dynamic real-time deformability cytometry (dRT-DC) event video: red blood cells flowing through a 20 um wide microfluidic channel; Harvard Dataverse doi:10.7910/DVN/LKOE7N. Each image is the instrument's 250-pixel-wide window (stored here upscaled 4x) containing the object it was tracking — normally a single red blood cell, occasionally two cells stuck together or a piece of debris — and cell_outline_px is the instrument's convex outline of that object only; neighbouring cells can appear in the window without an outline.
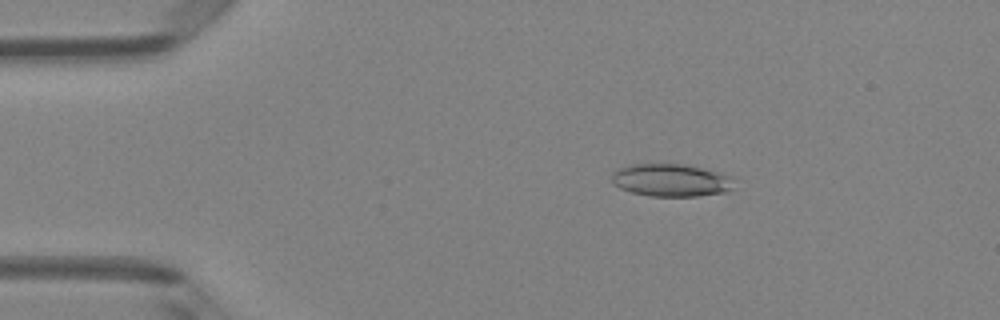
{"species": "Egyptian fruit bat (a non-hibernating species)", "species_latin": "Rousettus aegyptiacus", "temperature_condition": "room temperature", "stored_images_in_passage": 5, "camera_frame_rate_fps": 3000, "um_per_image_px": 0.085, "animal": {"sex": "female"}, "frame": {"image": 1, "passage_image": 2, "time_ms": 1.333, "image_size_px": [1000, 320], "cell_outline_px": [[732, 188], [728, 192], [696, 196], [648, 196], [632, 192], [620, 188], [612, 184], [612, 172], [616, 168], [632, 164], [684, 164], [720, 172], [732, 176]], "centroid_in_image_um": [57.01, 15.31], "position_along_channel_um": 28.0, "area_um2": 23.47}}
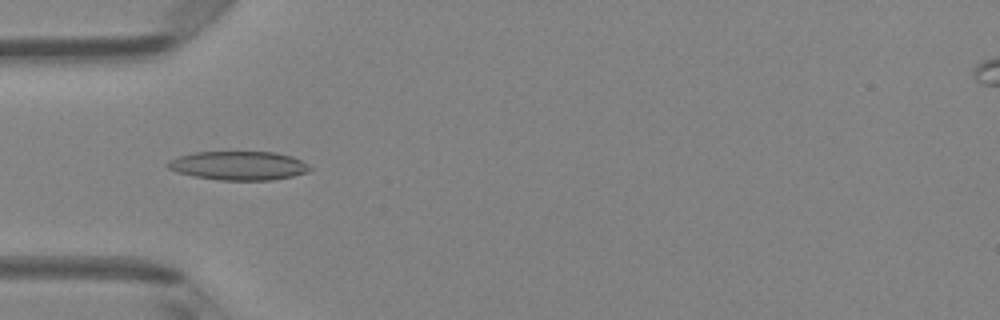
{"frame": {"image": 2, "passage_image": 4, "time_ms": 3.667, "image_size_px": [1000, 320], "cell_outline_px": [[312, 168], [308, 172], [292, 176], [272, 180], [220, 180], [196, 176], [176, 172], [168, 168], [164, 164], [168, 160], [180, 156], [196, 152], [276, 152], [292, 156], [300, 160]], "centroid_in_image_um": [20.27, 14.08], "position_along_channel_um": 64.7, "area_um2": 23.81}}
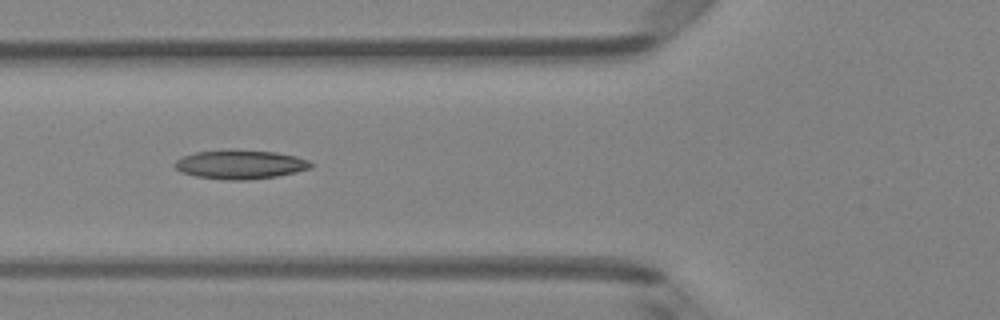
{"frame": {"image": 3, "passage_image": 5, "time_ms": 4.667, "image_size_px": [1000, 320], "cell_outline_px": [[312, 168], [296, 172], [276, 176], [248, 180], [224, 180], [196, 176], [180, 172], [172, 164], [176, 160], [184, 156], [196, 152], [232, 148], [276, 152], [296, 156], [308, 160], [312, 164]], "centroid_in_image_um": [20.41, 13.96], "position_along_channel_um": 105.4, "area_um2": 23.35}}